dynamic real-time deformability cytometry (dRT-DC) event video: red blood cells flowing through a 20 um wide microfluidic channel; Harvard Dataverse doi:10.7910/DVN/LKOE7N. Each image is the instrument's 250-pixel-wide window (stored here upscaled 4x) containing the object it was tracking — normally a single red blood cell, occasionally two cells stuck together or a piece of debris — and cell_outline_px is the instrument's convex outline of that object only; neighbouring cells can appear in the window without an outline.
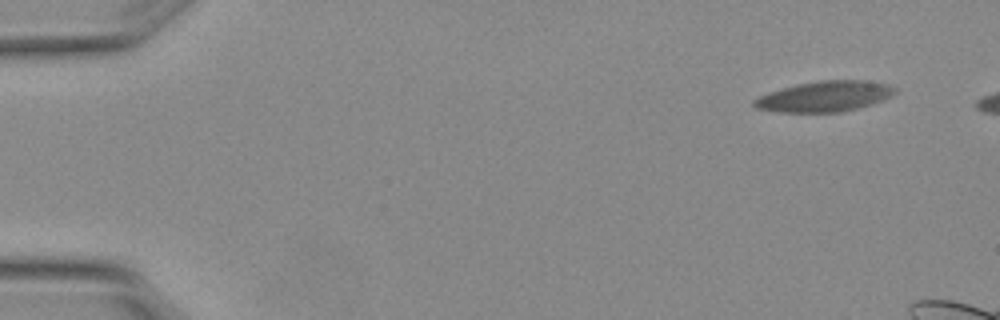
{"species": "Egyptian fruit bat (a non-hibernating species)", "species_latin": "Rousettus aegyptiacus", "temperature_condition": "warm", "stored_images_in_passage": 4, "camera_frame_rate_fps": 3000, "um_per_image_px": 0.085, "animal": {"sex": "female"}, "frame": {"image": 1, "passage_image": 1, "time_ms": 0.0, "image_size_px": [1000, 320], "cell_outline_px": [[896, 92], [884, 100], [872, 104], [840, 112], [780, 112], [756, 108], [752, 104], [752, 100], [768, 92], [800, 84], [820, 80], [868, 80], [888, 84], [896, 88]], "centroid_in_image_um": [70.12, 8.19], "position_along_channel_um": 14.9, "area_um2": 24.97}}